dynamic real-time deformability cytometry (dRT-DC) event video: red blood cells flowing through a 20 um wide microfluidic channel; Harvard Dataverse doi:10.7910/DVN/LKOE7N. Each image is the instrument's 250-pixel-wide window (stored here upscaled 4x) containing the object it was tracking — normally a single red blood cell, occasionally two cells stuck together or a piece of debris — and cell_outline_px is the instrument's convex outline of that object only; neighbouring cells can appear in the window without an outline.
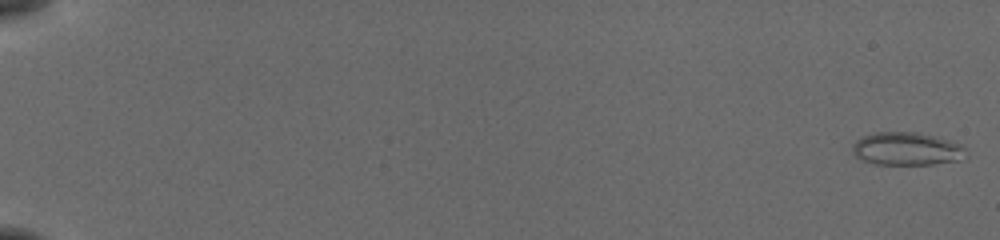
{"species": "common noctule bat (a hibernating species)", "species_latin": "Nyctalus noctula", "temperature_condition": "cold", "stored_images_in_passage": 56, "camera_frame_rate_fps": 3000, "um_per_image_px": 0.085, "animal": {"sex": "female", "body_mass_g": 19.5, "forearm_length_mm": 54.1}, "frame": {"image": 1, "passage_image": 2, "time_ms": 0.333, "image_size_px": [1000, 240], "cell_outline_px": [[968, 156], [960, 160], [932, 164], [876, 164], [860, 160], [852, 152], [852, 144], [860, 136], [876, 132], [916, 132], [932, 136], [960, 144], [964, 148]], "centroid_in_image_um": [77.02, 12.65], "position_along_channel_um": 8.0, "area_um2": 21.85}}
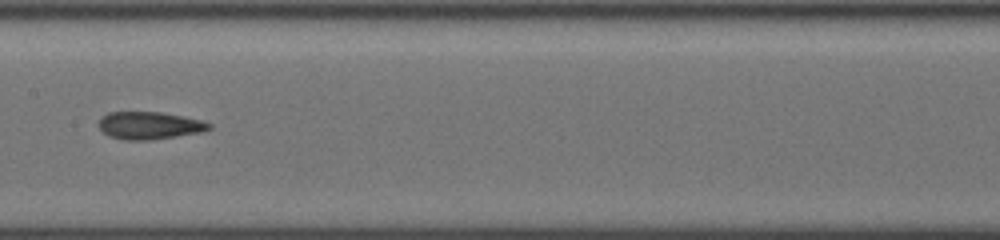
{"frame": {"image": 2, "passage_image": 32, "time_ms": 10.333, "image_size_px": [1000, 240], "cell_outline_px": [[212, 128], [204, 132], [148, 140], [124, 140], [108, 136], [100, 128], [100, 116], [108, 112], [160, 112], [184, 116], [200, 120], [212, 124]], "centroid_in_image_um": [12.72, 10.66], "position_along_channel_um": 194.7, "area_um2": 17.74}}
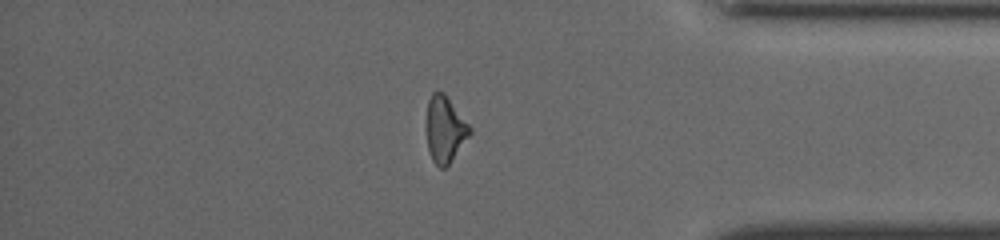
{"frame": {"image": 3, "passage_image": 49, "time_ms": 16.0, "image_size_px": [1000, 240], "cell_outline_px": [[472, 132], [448, 164], [444, 168], [440, 168], [432, 160], [428, 148], [428, 100], [432, 92], [436, 88], [444, 92], [472, 128]], "centroid_in_image_um": [37.84, 10.94], "position_along_channel_um": 397.4, "area_um2": 16.42}}